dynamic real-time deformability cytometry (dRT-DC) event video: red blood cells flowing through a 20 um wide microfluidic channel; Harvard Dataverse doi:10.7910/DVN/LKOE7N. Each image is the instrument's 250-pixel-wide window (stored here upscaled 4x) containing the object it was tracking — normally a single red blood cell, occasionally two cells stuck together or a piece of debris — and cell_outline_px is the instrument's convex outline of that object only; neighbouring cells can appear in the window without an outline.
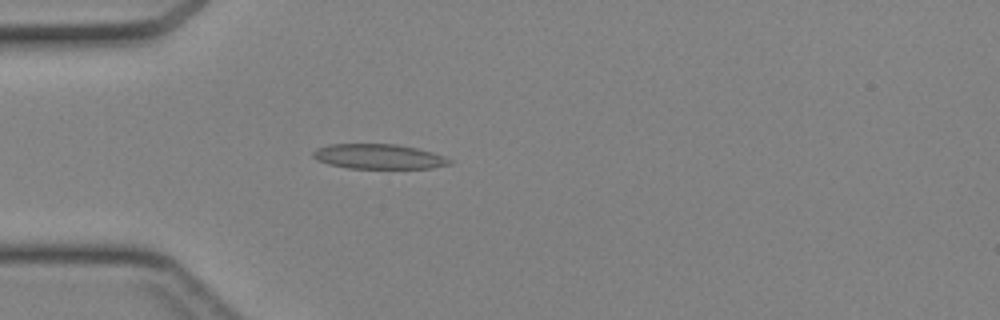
{"species": "Egyptian fruit bat (a non-hibernating species)", "species_latin": "Rousettus aegyptiacus", "temperature_condition": "cold", "stored_images_in_passage": 38, "camera_frame_rate_fps": 3000, "um_per_image_px": 0.085, "animal": {"sex": "female"}, "frame": {"image": 1, "passage_image": 6, "time_ms": 1.667, "image_size_px": [1000, 320], "cell_outline_px": [[452, 164], [432, 168], [348, 168], [328, 164], [316, 160], [312, 156], [312, 152], [316, 148], [328, 144], [396, 144], [416, 148], [432, 152], [444, 156], [452, 160]], "centroid_in_image_um": [32.17, 13.3], "position_along_channel_um": 52.8, "area_um2": 19.88}}
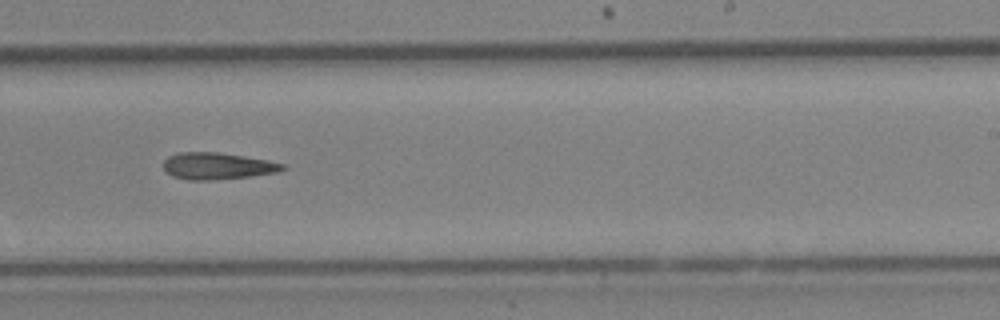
{"frame": {"image": 2, "passage_image": 21, "time_ms": 6.667, "image_size_px": [1000, 320], "cell_outline_px": [[288, 168], [280, 172], [248, 176], [212, 180], [188, 180], [172, 176], [164, 168], [164, 160], [168, 156], [176, 152], [220, 152], [268, 160], [284, 164]], "centroid_in_image_um": [18.49, 14.1], "position_along_channel_um": 270.5, "area_um2": 18.67}}
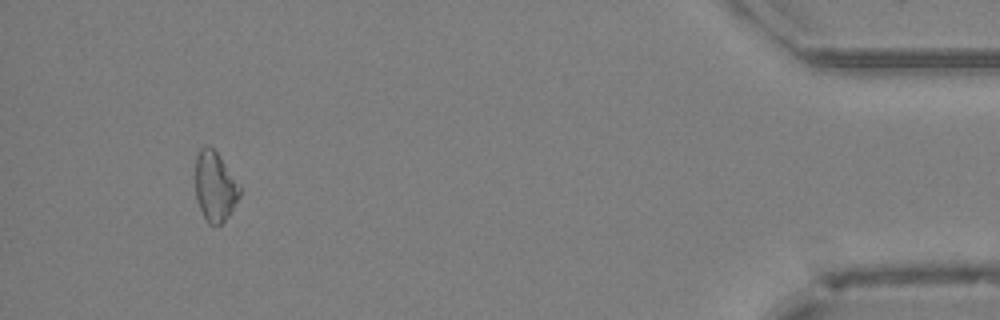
{"frame": {"image": 3, "passage_image": 35, "time_ms": 11.333, "image_size_px": [1000, 320], "cell_outline_px": [[240, 196], [228, 216], [220, 224], [208, 224], [196, 200], [196, 156], [200, 148], [204, 144], [208, 144], [220, 156], [240, 188]], "centroid_in_image_um": [18.25, 15.83], "position_along_channel_um": 417.0, "area_um2": 17.74}}